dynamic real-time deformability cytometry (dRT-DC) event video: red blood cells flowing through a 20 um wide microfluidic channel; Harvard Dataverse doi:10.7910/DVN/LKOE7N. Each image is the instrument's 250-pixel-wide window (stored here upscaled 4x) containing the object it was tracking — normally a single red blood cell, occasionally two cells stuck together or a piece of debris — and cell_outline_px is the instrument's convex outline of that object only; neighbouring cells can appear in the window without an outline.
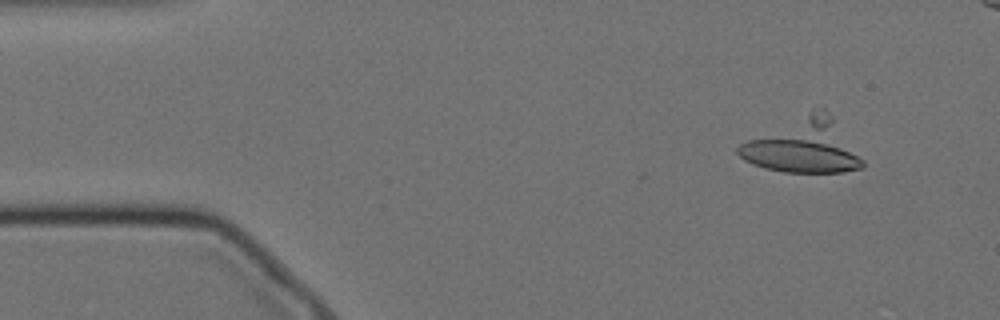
{"species": "Egyptian fruit bat (a non-hibernating species)", "species_latin": "Rousettus aegyptiacus", "temperature_condition": "cold", "stored_images_in_passage": 18, "camera_frame_rate_fps": 3000, "um_per_image_px": 0.085, "animal": {"sex": "female"}, "frame": {"image": 1, "passage_image": 7, "time_ms": 2.0, "image_size_px": [1000, 320], "cell_outline_px": [[864, 168], [844, 172], [784, 172], [764, 168], [752, 164], [744, 160], [736, 152], [736, 148], [740, 144], [820, 104], [832, 116], [864, 160]], "centroid_in_image_um": [68.31, 12.4], "position_along_channel_um": 16.7, "area_um2": 39.13}}
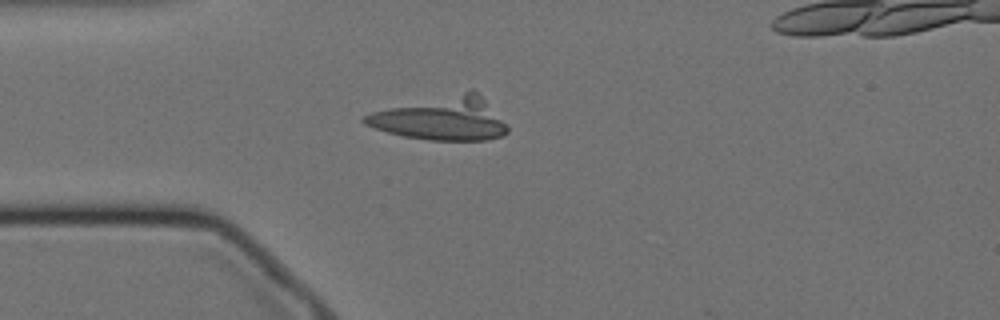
{"frame": {"image": 2, "passage_image": 16, "time_ms": 5.0, "image_size_px": [1000, 320], "cell_outline_px": [[508, 132], [504, 136], [488, 140], [428, 140], [404, 136], [388, 132], [364, 124], [360, 120], [364, 116], [372, 112], [472, 88], [484, 100], [508, 128]], "centroid_in_image_um": [37.53, 10.09], "position_along_channel_um": 47.5, "area_um2": 35.49}}